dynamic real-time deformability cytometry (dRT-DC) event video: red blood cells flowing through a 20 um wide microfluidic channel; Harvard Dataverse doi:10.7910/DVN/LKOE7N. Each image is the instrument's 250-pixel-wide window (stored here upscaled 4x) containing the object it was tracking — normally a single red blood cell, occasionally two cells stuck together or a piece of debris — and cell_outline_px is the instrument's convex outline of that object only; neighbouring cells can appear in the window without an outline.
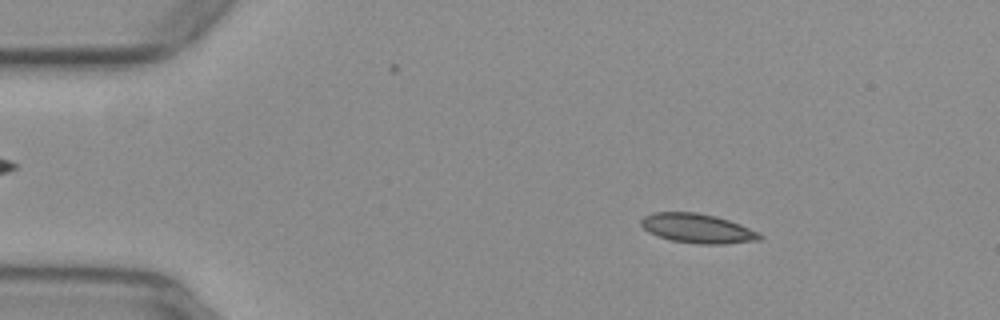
{"species": "common noctule bat (a hibernating species)", "species_latin": "Nyctalus noctula", "temperature_condition": "warm", "stored_images_in_passage": 52, "camera_frame_rate_fps": 3000, "um_per_image_px": 0.085, "animal": {"sex": "female", "body_mass_g": 29.2, "forearm_length_mm": 56.3}, "frame": {"image": 1, "passage_image": 8, "time_ms": 2.333, "image_size_px": [1000, 320], "cell_outline_px": [[764, 236], [760, 240], [724, 244], [700, 244], [668, 240], [648, 232], [640, 224], [640, 220], [644, 216], [652, 212], [696, 212], [716, 216], [740, 224], [760, 232]], "centroid_in_image_um": [59.29, 19.41], "position_along_channel_um": 25.7, "area_um2": 20.52}}
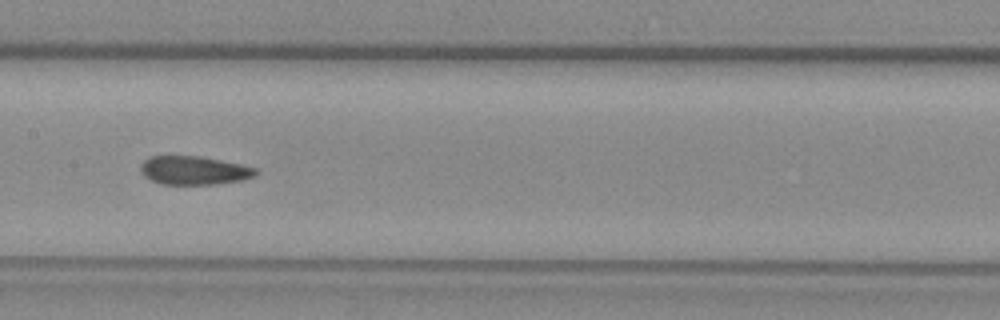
{"frame": {"image": 2, "passage_image": 26, "time_ms": 8.333, "image_size_px": [1000, 320], "cell_outline_px": [[260, 172], [256, 176], [244, 180], [216, 184], [160, 184], [144, 176], [140, 172], [140, 164], [148, 156], [200, 156], [240, 164], [256, 168]], "centroid_in_image_um": [16.5, 14.48], "position_along_channel_um": 190.9, "area_um2": 19.36}}
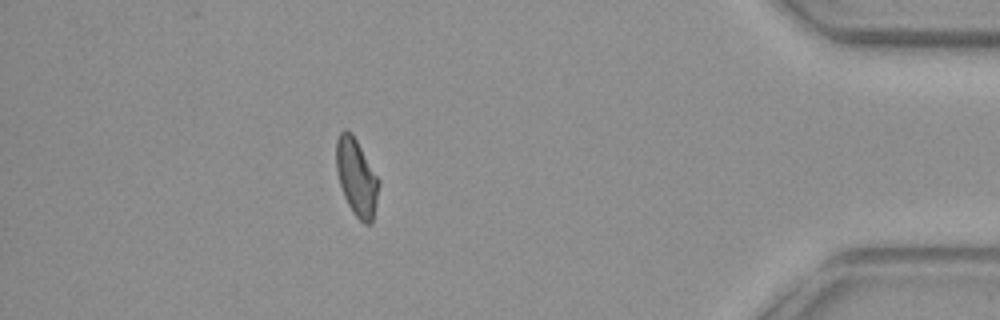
{"frame": {"image": 3, "passage_image": 46, "time_ms": 15.0, "image_size_px": [1000, 320], "cell_outline_px": [[380, 184], [372, 224], [364, 224], [352, 212], [344, 196], [336, 172], [336, 140], [340, 132], [344, 128], [352, 132], [380, 180]], "centroid_in_image_um": [30.31, 15.06], "position_along_channel_um": 404.9, "area_um2": 19.31}, "authors_computed_cell_mechanics": {"area_um2": 19.5942, "velocity_mm_per_s": 3.9536, "shape_relaxation_time_tau1_ms": null, "shape_relaxation_time_tau2_ms": 2.042, "deformation_change_tau1": null, "deformation_change_tau2": 0.0716}}